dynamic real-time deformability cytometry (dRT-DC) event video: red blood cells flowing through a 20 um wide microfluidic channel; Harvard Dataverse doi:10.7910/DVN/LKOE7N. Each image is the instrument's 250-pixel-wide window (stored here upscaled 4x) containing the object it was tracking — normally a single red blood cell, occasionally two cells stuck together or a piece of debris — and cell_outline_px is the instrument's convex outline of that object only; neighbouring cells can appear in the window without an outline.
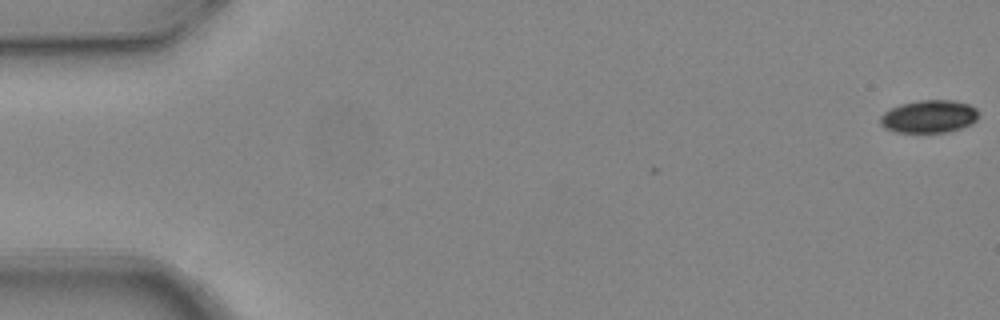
{"species": "common noctule bat (a hibernating species)", "species_latin": "Nyctalus noctula", "temperature_condition": "warm", "stored_images_in_passage": 5, "camera_frame_rate_fps": 3000, "um_per_image_px": 0.085, "animal": {"sex": "female", "body_mass_g": 24.6, "forearm_length_mm": 56.2}, "frame": {"image": 1, "passage_image": 1, "time_ms": 0.0, "image_size_px": [1000, 320], "cell_outline_px": [[980, 116], [972, 124], [948, 132], [896, 132], [884, 128], [880, 124], [880, 116], [888, 108], [900, 104], [920, 100], [952, 100], [968, 104], [976, 108]], "centroid_in_image_um": [78.96, 9.9], "position_along_channel_um": 6.0, "area_um2": 18.96}}
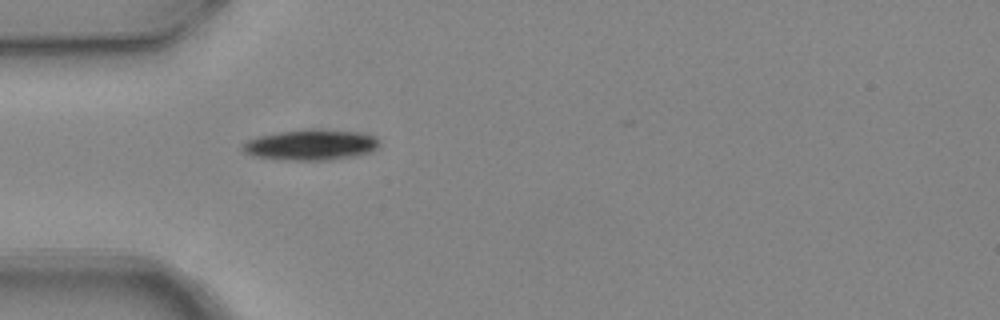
{"frame": {"image": 2, "passage_image": 5, "time_ms": 1.333, "image_size_px": [1000, 320], "cell_outline_px": [[376, 148], [368, 152], [352, 156], [324, 160], [284, 160], [256, 156], [244, 152], [240, 148], [248, 140], [256, 136], [280, 132], [356, 132], [372, 136], [376, 140]], "centroid_in_image_um": [26.3, 12.36], "position_along_channel_um": 58.7, "area_um2": 22.83}}